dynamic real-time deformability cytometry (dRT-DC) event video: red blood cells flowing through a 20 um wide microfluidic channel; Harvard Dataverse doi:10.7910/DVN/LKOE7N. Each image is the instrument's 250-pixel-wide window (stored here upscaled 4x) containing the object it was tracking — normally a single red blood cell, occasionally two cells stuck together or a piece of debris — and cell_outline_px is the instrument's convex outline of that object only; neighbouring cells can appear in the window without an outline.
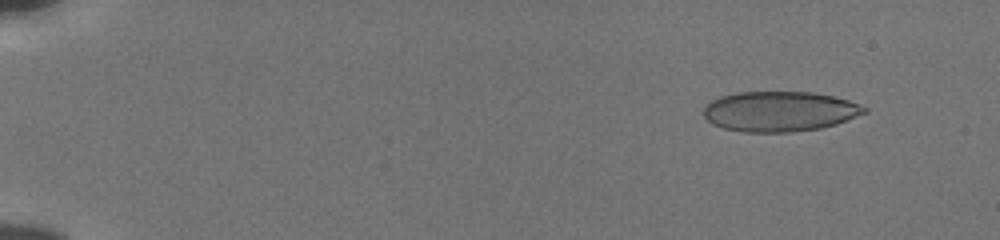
{"species": "human", "species_latin": "Homo sapiens", "temperature_condition": "cold", "stored_images_in_passage": 55, "camera_frame_rate_fps": 3000, "um_per_image_px": 0.085, "donor": {"sex": "male"}, "frame": {"image": 1, "passage_image": 6, "time_ms": 1.667, "image_size_px": [1000, 240], "cell_outline_px": [[868, 112], [836, 124], [820, 128], [792, 132], [740, 132], [724, 128], [712, 124], [704, 116], [704, 108], [712, 100], [720, 96], [736, 92], [812, 92], [832, 96], [848, 100], [868, 108]], "centroid_in_image_um": [66.27, 9.47], "position_along_channel_um": 18.7, "area_um2": 37.63}}
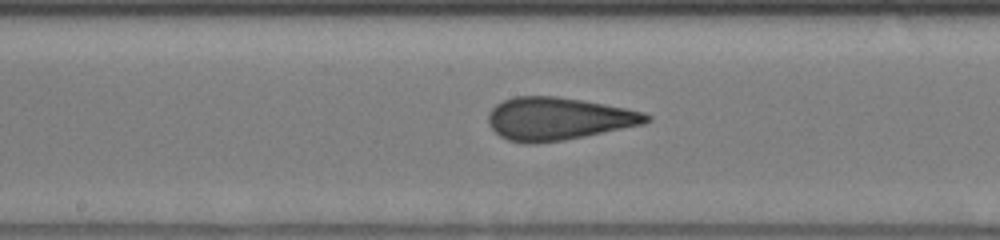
{"frame": {"image": 2, "passage_image": 31, "time_ms": 10.0, "image_size_px": [1000, 240], "cell_outline_px": [[652, 120], [644, 124], [564, 140], [536, 144], [524, 144], [508, 140], [500, 136], [488, 124], [488, 112], [496, 104], [512, 96], [556, 96], [604, 104], [644, 112], [652, 116]], "centroid_in_image_um": [47.42, 10.1], "position_along_channel_um": 200.8, "area_um2": 39.42}}
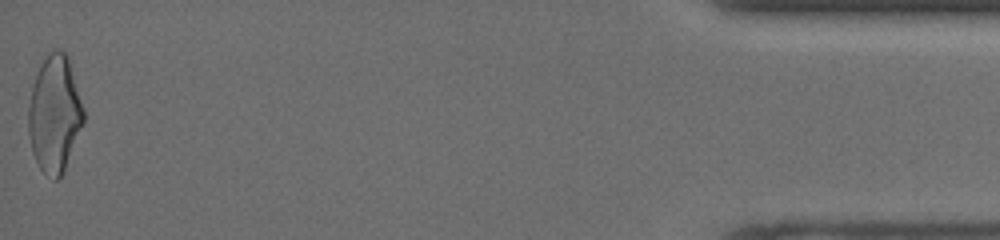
{"frame": {"image": 3, "passage_image": 55, "time_ms": 18.0, "image_size_px": [1000, 240], "cell_outline_px": [[84, 120], [64, 168], [60, 176], [56, 180], [52, 180], [40, 168], [32, 152], [28, 132], [28, 108], [32, 84], [36, 72], [40, 64], [48, 52], [56, 48], [64, 52], [68, 56], [84, 108]], "centroid_in_image_um": [4.62, 9.63], "position_along_channel_um": 430.6, "area_um2": 37.4}, "authors_computed_cell_mechanics": {"area_um2": 38.5526, "velocity_mm_per_s": 3.8592, "shape_relaxation_time_tau1_ms": 6.1527, "shape_relaxation_time_tau2_ms": 1.0159, "deformation_change_tau1": 0.1836, "deformation_change_tau2": 0.1035}}